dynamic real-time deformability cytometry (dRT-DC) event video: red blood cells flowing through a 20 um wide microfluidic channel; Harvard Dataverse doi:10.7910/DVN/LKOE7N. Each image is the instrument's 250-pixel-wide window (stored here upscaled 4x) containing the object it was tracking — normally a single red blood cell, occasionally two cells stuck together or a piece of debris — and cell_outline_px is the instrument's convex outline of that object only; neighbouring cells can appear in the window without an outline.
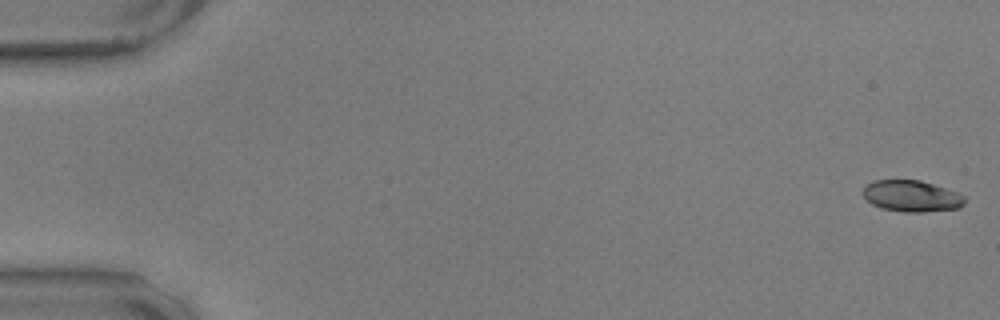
{"species": "common noctule bat (a hibernating species)", "species_latin": "Nyctalus noctula", "temperature_condition": "warm", "stored_images_in_passage": 57, "camera_frame_rate_fps": 3000, "um_per_image_px": 0.085, "animal": {"sex": "male", "body_mass_g": 17.9, "forearm_length_mm": 54.2}, "frame": {"image": 1, "passage_image": 1, "time_ms": 0.0, "image_size_px": [1000, 320], "cell_outline_px": [[964, 204], [960, 208], [924, 212], [904, 212], [880, 208], [872, 204], [860, 192], [872, 180], [920, 180], [956, 192], [964, 196]], "centroid_in_image_um": [77.46, 16.67], "position_along_channel_um": 7.5, "area_um2": 18.55}}
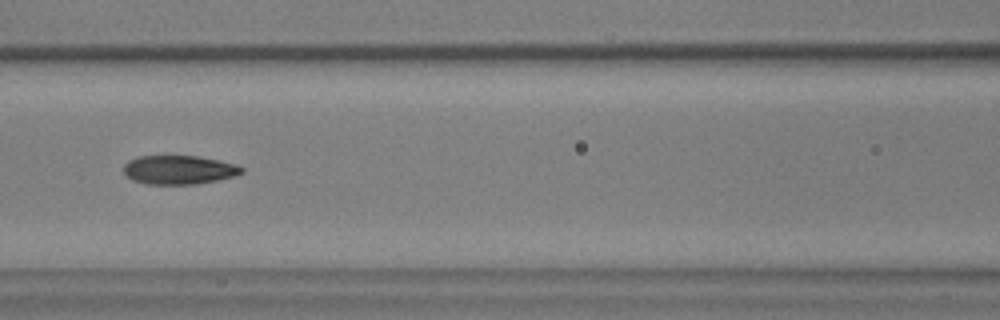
{"frame": {"image": 2, "passage_image": 26, "time_ms": 8.333, "image_size_px": [1000, 320], "cell_outline_px": [[244, 172], [236, 176], [196, 184], [148, 184], [132, 180], [124, 172], [124, 164], [128, 160], [140, 156], [196, 156], [220, 160], [236, 164], [244, 168]], "centroid_in_image_um": [15.24, 14.43], "position_along_channel_um": 151.4, "area_um2": 19.88}}
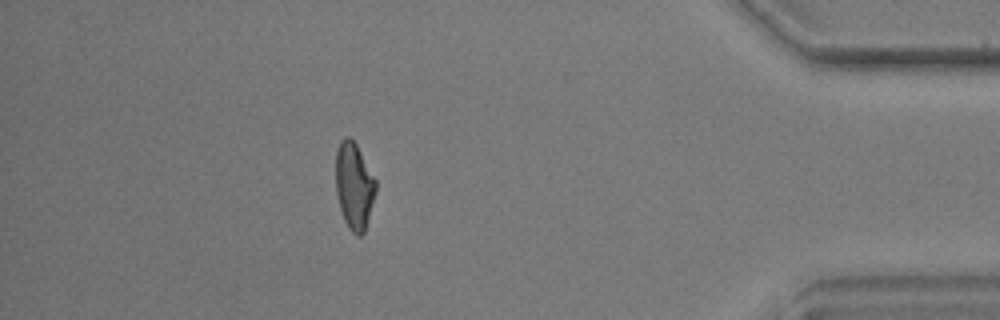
{"frame": {"image": 3, "passage_image": 51, "time_ms": 16.667, "image_size_px": [1000, 320], "cell_outline_px": [[376, 192], [364, 232], [360, 236], [356, 236], [348, 228], [344, 220], [340, 208], [336, 192], [336, 152], [340, 140], [344, 136], [348, 136], [356, 144], [376, 180]], "centroid_in_image_um": [30.09, 15.8], "position_along_channel_um": 405.1, "area_um2": 20.17}, "authors_computed_cell_mechanics": {"area_um2": 19.9988, "velocity_mm_per_s": 3.5603, "shape_relaxation_time_tau1_ms": 6.1164, "shape_relaxation_time_tau2_ms": 1.9393, "deformation_change_tau1": 0.2263, "deformation_change_tau2": 0.0909}}